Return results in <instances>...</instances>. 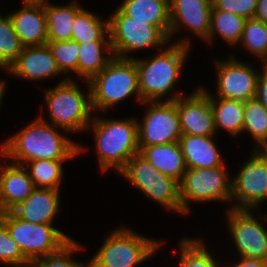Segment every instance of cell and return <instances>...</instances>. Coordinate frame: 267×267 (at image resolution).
Segmentation results:
<instances>
[{
	"label": "cell",
	"instance_id": "5b68a950",
	"mask_svg": "<svg viewBox=\"0 0 267 267\" xmlns=\"http://www.w3.org/2000/svg\"><path fill=\"white\" fill-rule=\"evenodd\" d=\"M87 84L91 91L93 111H105L134 93L138 102L142 103L138 87V71L133 59L114 57Z\"/></svg>",
	"mask_w": 267,
	"mask_h": 267
},
{
	"label": "cell",
	"instance_id": "f35d334b",
	"mask_svg": "<svg viewBox=\"0 0 267 267\" xmlns=\"http://www.w3.org/2000/svg\"><path fill=\"white\" fill-rule=\"evenodd\" d=\"M256 98L267 110V64H263L258 77Z\"/></svg>",
	"mask_w": 267,
	"mask_h": 267
},
{
	"label": "cell",
	"instance_id": "7bdbcfd3",
	"mask_svg": "<svg viewBox=\"0 0 267 267\" xmlns=\"http://www.w3.org/2000/svg\"><path fill=\"white\" fill-rule=\"evenodd\" d=\"M23 4H39V5H45L48 4L47 0H22Z\"/></svg>",
	"mask_w": 267,
	"mask_h": 267
},
{
	"label": "cell",
	"instance_id": "7c38bea8",
	"mask_svg": "<svg viewBox=\"0 0 267 267\" xmlns=\"http://www.w3.org/2000/svg\"><path fill=\"white\" fill-rule=\"evenodd\" d=\"M227 212V224L239 256L267 261V231L251 209L230 208Z\"/></svg>",
	"mask_w": 267,
	"mask_h": 267
},
{
	"label": "cell",
	"instance_id": "e0dca14e",
	"mask_svg": "<svg viewBox=\"0 0 267 267\" xmlns=\"http://www.w3.org/2000/svg\"><path fill=\"white\" fill-rule=\"evenodd\" d=\"M35 189L24 165L0 164V213L12 211Z\"/></svg>",
	"mask_w": 267,
	"mask_h": 267
},
{
	"label": "cell",
	"instance_id": "9a60e30c",
	"mask_svg": "<svg viewBox=\"0 0 267 267\" xmlns=\"http://www.w3.org/2000/svg\"><path fill=\"white\" fill-rule=\"evenodd\" d=\"M169 42L180 26L206 40L209 36L212 0H169Z\"/></svg>",
	"mask_w": 267,
	"mask_h": 267
},
{
	"label": "cell",
	"instance_id": "5bb4252c",
	"mask_svg": "<svg viewBox=\"0 0 267 267\" xmlns=\"http://www.w3.org/2000/svg\"><path fill=\"white\" fill-rule=\"evenodd\" d=\"M174 92L166 101L175 99L182 134L209 136L216 133L214 114L209 97L198 88L193 93L182 96Z\"/></svg>",
	"mask_w": 267,
	"mask_h": 267
},
{
	"label": "cell",
	"instance_id": "d6a6232c",
	"mask_svg": "<svg viewBox=\"0 0 267 267\" xmlns=\"http://www.w3.org/2000/svg\"><path fill=\"white\" fill-rule=\"evenodd\" d=\"M179 249V267H221L201 239H182Z\"/></svg>",
	"mask_w": 267,
	"mask_h": 267
},
{
	"label": "cell",
	"instance_id": "9c48e42d",
	"mask_svg": "<svg viewBox=\"0 0 267 267\" xmlns=\"http://www.w3.org/2000/svg\"><path fill=\"white\" fill-rule=\"evenodd\" d=\"M228 178L225 165L206 169L186 168L179 182L183 213L189 212L191 201H231L232 183Z\"/></svg>",
	"mask_w": 267,
	"mask_h": 267
},
{
	"label": "cell",
	"instance_id": "52a82bcc",
	"mask_svg": "<svg viewBox=\"0 0 267 267\" xmlns=\"http://www.w3.org/2000/svg\"><path fill=\"white\" fill-rule=\"evenodd\" d=\"M12 239L26 259H39L61 250L72 239L52 224H33L13 211L0 213Z\"/></svg>",
	"mask_w": 267,
	"mask_h": 267
},
{
	"label": "cell",
	"instance_id": "8992f818",
	"mask_svg": "<svg viewBox=\"0 0 267 267\" xmlns=\"http://www.w3.org/2000/svg\"><path fill=\"white\" fill-rule=\"evenodd\" d=\"M160 242L131 229L119 228L106 237L87 264L88 267H135L148 260L160 247Z\"/></svg>",
	"mask_w": 267,
	"mask_h": 267
},
{
	"label": "cell",
	"instance_id": "f546056e",
	"mask_svg": "<svg viewBox=\"0 0 267 267\" xmlns=\"http://www.w3.org/2000/svg\"><path fill=\"white\" fill-rule=\"evenodd\" d=\"M64 161L66 160L38 159L26 162L28 165L24 167L28 170L35 188L59 190L63 178L62 162Z\"/></svg>",
	"mask_w": 267,
	"mask_h": 267
},
{
	"label": "cell",
	"instance_id": "603a6c76",
	"mask_svg": "<svg viewBox=\"0 0 267 267\" xmlns=\"http://www.w3.org/2000/svg\"><path fill=\"white\" fill-rule=\"evenodd\" d=\"M139 154L148 160L158 171L177 181H181L186 171L179 142L145 146Z\"/></svg>",
	"mask_w": 267,
	"mask_h": 267
},
{
	"label": "cell",
	"instance_id": "4316f807",
	"mask_svg": "<svg viewBox=\"0 0 267 267\" xmlns=\"http://www.w3.org/2000/svg\"><path fill=\"white\" fill-rule=\"evenodd\" d=\"M104 21L83 8L74 18L71 40L78 43L111 42L109 20Z\"/></svg>",
	"mask_w": 267,
	"mask_h": 267
},
{
	"label": "cell",
	"instance_id": "44dd1931",
	"mask_svg": "<svg viewBox=\"0 0 267 267\" xmlns=\"http://www.w3.org/2000/svg\"><path fill=\"white\" fill-rule=\"evenodd\" d=\"M118 9L126 16L156 26L169 39V0H124Z\"/></svg>",
	"mask_w": 267,
	"mask_h": 267
},
{
	"label": "cell",
	"instance_id": "2e32d148",
	"mask_svg": "<svg viewBox=\"0 0 267 267\" xmlns=\"http://www.w3.org/2000/svg\"><path fill=\"white\" fill-rule=\"evenodd\" d=\"M7 72L25 80H41L62 73L47 44L24 47Z\"/></svg>",
	"mask_w": 267,
	"mask_h": 267
},
{
	"label": "cell",
	"instance_id": "8d00e7d4",
	"mask_svg": "<svg viewBox=\"0 0 267 267\" xmlns=\"http://www.w3.org/2000/svg\"><path fill=\"white\" fill-rule=\"evenodd\" d=\"M27 260L0 218V263L13 265Z\"/></svg>",
	"mask_w": 267,
	"mask_h": 267
},
{
	"label": "cell",
	"instance_id": "1f68e13d",
	"mask_svg": "<svg viewBox=\"0 0 267 267\" xmlns=\"http://www.w3.org/2000/svg\"><path fill=\"white\" fill-rule=\"evenodd\" d=\"M239 43L262 59V64H267V24L255 18L246 19Z\"/></svg>",
	"mask_w": 267,
	"mask_h": 267
},
{
	"label": "cell",
	"instance_id": "cb8c5ba5",
	"mask_svg": "<svg viewBox=\"0 0 267 267\" xmlns=\"http://www.w3.org/2000/svg\"><path fill=\"white\" fill-rule=\"evenodd\" d=\"M210 99L214 114V126L237 136L243 132L244 102L212 96L205 88L199 87Z\"/></svg>",
	"mask_w": 267,
	"mask_h": 267
},
{
	"label": "cell",
	"instance_id": "ac0fdd59",
	"mask_svg": "<svg viewBox=\"0 0 267 267\" xmlns=\"http://www.w3.org/2000/svg\"><path fill=\"white\" fill-rule=\"evenodd\" d=\"M22 9L9 14L14 30L24 47L46 45L48 27L44 5L23 4Z\"/></svg>",
	"mask_w": 267,
	"mask_h": 267
},
{
	"label": "cell",
	"instance_id": "7a4b0ae2",
	"mask_svg": "<svg viewBox=\"0 0 267 267\" xmlns=\"http://www.w3.org/2000/svg\"><path fill=\"white\" fill-rule=\"evenodd\" d=\"M190 49L189 40H179L148 59H132L138 71V87L142 102L160 101L175 86Z\"/></svg>",
	"mask_w": 267,
	"mask_h": 267
},
{
	"label": "cell",
	"instance_id": "30bf717a",
	"mask_svg": "<svg viewBox=\"0 0 267 267\" xmlns=\"http://www.w3.org/2000/svg\"><path fill=\"white\" fill-rule=\"evenodd\" d=\"M142 103L149 105L143 121H137L139 150L145 146L179 142L182 132L175 99Z\"/></svg>",
	"mask_w": 267,
	"mask_h": 267
},
{
	"label": "cell",
	"instance_id": "b9f144b4",
	"mask_svg": "<svg viewBox=\"0 0 267 267\" xmlns=\"http://www.w3.org/2000/svg\"><path fill=\"white\" fill-rule=\"evenodd\" d=\"M14 267H42L41 263L36 259H27L23 262L13 264Z\"/></svg>",
	"mask_w": 267,
	"mask_h": 267
},
{
	"label": "cell",
	"instance_id": "4fadbf2b",
	"mask_svg": "<svg viewBox=\"0 0 267 267\" xmlns=\"http://www.w3.org/2000/svg\"><path fill=\"white\" fill-rule=\"evenodd\" d=\"M217 66V97L245 102L256 97L259 72L251 65L239 62L231 55L215 61Z\"/></svg>",
	"mask_w": 267,
	"mask_h": 267
},
{
	"label": "cell",
	"instance_id": "d4e9b609",
	"mask_svg": "<svg viewBox=\"0 0 267 267\" xmlns=\"http://www.w3.org/2000/svg\"><path fill=\"white\" fill-rule=\"evenodd\" d=\"M82 9L75 1L66 6L45 4L44 13L48 27V42L71 40L74 18Z\"/></svg>",
	"mask_w": 267,
	"mask_h": 267
},
{
	"label": "cell",
	"instance_id": "ffe728a7",
	"mask_svg": "<svg viewBox=\"0 0 267 267\" xmlns=\"http://www.w3.org/2000/svg\"><path fill=\"white\" fill-rule=\"evenodd\" d=\"M186 168H215L224 165L213 135L182 134L179 139Z\"/></svg>",
	"mask_w": 267,
	"mask_h": 267
},
{
	"label": "cell",
	"instance_id": "8fae6325",
	"mask_svg": "<svg viewBox=\"0 0 267 267\" xmlns=\"http://www.w3.org/2000/svg\"><path fill=\"white\" fill-rule=\"evenodd\" d=\"M232 183V209H255L267 199V149H254Z\"/></svg>",
	"mask_w": 267,
	"mask_h": 267
},
{
	"label": "cell",
	"instance_id": "ab89813d",
	"mask_svg": "<svg viewBox=\"0 0 267 267\" xmlns=\"http://www.w3.org/2000/svg\"><path fill=\"white\" fill-rule=\"evenodd\" d=\"M231 267H267V261L261 259L241 257L239 262L232 265Z\"/></svg>",
	"mask_w": 267,
	"mask_h": 267
},
{
	"label": "cell",
	"instance_id": "83f0119b",
	"mask_svg": "<svg viewBox=\"0 0 267 267\" xmlns=\"http://www.w3.org/2000/svg\"><path fill=\"white\" fill-rule=\"evenodd\" d=\"M245 21L246 19L242 16L218 9H212L209 36L205 42L207 41L208 43H211L215 34H220L219 36H221L228 44H239Z\"/></svg>",
	"mask_w": 267,
	"mask_h": 267
},
{
	"label": "cell",
	"instance_id": "74e56055",
	"mask_svg": "<svg viewBox=\"0 0 267 267\" xmlns=\"http://www.w3.org/2000/svg\"><path fill=\"white\" fill-rule=\"evenodd\" d=\"M257 0H212V9L226 11L245 19H251L255 16Z\"/></svg>",
	"mask_w": 267,
	"mask_h": 267
},
{
	"label": "cell",
	"instance_id": "4dcf8cb0",
	"mask_svg": "<svg viewBox=\"0 0 267 267\" xmlns=\"http://www.w3.org/2000/svg\"><path fill=\"white\" fill-rule=\"evenodd\" d=\"M23 48L10 16L0 15V68L7 70L18 58Z\"/></svg>",
	"mask_w": 267,
	"mask_h": 267
},
{
	"label": "cell",
	"instance_id": "ba28073f",
	"mask_svg": "<svg viewBox=\"0 0 267 267\" xmlns=\"http://www.w3.org/2000/svg\"><path fill=\"white\" fill-rule=\"evenodd\" d=\"M109 17V34L114 57L132 59L127 53L163 47L169 42L156 26L126 16L118 8Z\"/></svg>",
	"mask_w": 267,
	"mask_h": 267
},
{
	"label": "cell",
	"instance_id": "6da1fadb",
	"mask_svg": "<svg viewBox=\"0 0 267 267\" xmlns=\"http://www.w3.org/2000/svg\"><path fill=\"white\" fill-rule=\"evenodd\" d=\"M55 127L39 116L24 129L0 145V155L13 163L26 165L38 159L67 160L81 153L83 147L60 134Z\"/></svg>",
	"mask_w": 267,
	"mask_h": 267
},
{
	"label": "cell",
	"instance_id": "ee69618b",
	"mask_svg": "<svg viewBox=\"0 0 267 267\" xmlns=\"http://www.w3.org/2000/svg\"><path fill=\"white\" fill-rule=\"evenodd\" d=\"M5 81L0 80V106L2 102V98L4 97V92H5Z\"/></svg>",
	"mask_w": 267,
	"mask_h": 267
},
{
	"label": "cell",
	"instance_id": "60d3db41",
	"mask_svg": "<svg viewBox=\"0 0 267 267\" xmlns=\"http://www.w3.org/2000/svg\"><path fill=\"white\" fill-rule=\"evenodd\" d=\"M254 18L267 24V0H257Z\"/></svg>",
	"mask_w": 267,
	"mask_h": 267
},
{
	"label": "cell",
	"instance_id": "d6986e66",
	"mask_svg": "<svg viewBox=\"0 0 267 267\" xmlns=\"http://www.w3.org/2000/svg\"><path fill=\"white\" fill-rule=\"evenodd\" d=\"M59 190L35 188L12 211L21 219L33 224H53L59 210Z\"/></svg>",
	"mask_w": 267,
	"mask_h": 267
},
{
	"label": "cell",
	"instance_id": "3957f363",
	"mask_svg": "<svg viewBox=\"0 0 267 267\" xmlns=\"http://www.w3.org/2000/svg\"><path fill=\"white\" fill-rule=\"evenodd\" d=\"M93 128L100 168L103 172L115 168L120 172L127 161L139 153L137 120L94 118L87 129Z\"/></svg>",
	"mask_w": 267,
	"mask_h": 267
},
{
	"label": "cell",
	"instance_id": "f1b7e54d",
	"mask_svg": "<svg viewBox=\"0 0 267 267\" xmlns=\"http://www.w3.org/2000/svg\"><path fill=\"white\" fill-rule=\"evenodd\" d=\"M244 131L254 138L255 149H267V110L256 97L244 102Z\"/></svg>",
	"mask_w": 267,
	"mask_h": 267
},
{
	"label": "cell",
	"instance_id": "836d02e7",
	"mask_svg": "<svg viewBox=\"0 0 267 267\" xmlns=\"http://www.w3.org/2000/svg\"><path fill=\"white\" fill-rule=\"evenodd\" d=\"M47 45L62 73L74 72L77 74L78 54L80 51L77 41L47 42Z\"/></svg>",
	"mask_w": 267,
	"mask_h": 267
},
{
	"label": "cell",
	"instance_id": "7402d4cb",
	"mask_svg": "<svg viewBox=\"0 0 267 267\" xmlns=\"http://www.w3.org/2000/svg\"><path fill=\"white\" fill-rule=\"evenodd\" d=\"M165 208L183 214L180 199V185L176 179L161 173L154 175L150 180H127Z\"/></svg>",
	"mask_w": 267,
	"mask_h": 267
},
{
	"label": "cell",
	"instance_id": "d590c367",
	"mask_svg": "<svg viewBox=\"0 0 267 267\" xmlns=\"http://www.w3.org/2000/svg\"><path fill=\"white\" fill-rule=\"evenodd\" d=\"M158 170L139 153L132 156L119 172L127 180H150Z\"/></svg>",
	"mask_w": 267,
	"mask_h": 267
},
{
	"label": "cell",
	"instance_id": "277c9868",
	"mask_svg": "<svg viewBox=\"0 0 267 267\" xmlns=\"http://www.w3.org/2000/svg\"><path fill=\"white\" fill-rule=\"evenodd\" d=\"M87 93L85 96L77 83L69 77L55 87L46 89L44 96L49 110L50 124L63 129L66 133L87 131L92 122L90 116L93 112L90 87Z\"/></svg>",
	"mask_w": 267,
	"mask_h": 267
},
{
	"label": "cell",
	"instance_id": "484cf974",
	"mask_svg": "<svg viewBox=\"0 0 267 267\" xmlns=\"http://www.w3.org/2000/svg\"><path fill=\"white\" fill-rule=\"evenodd\" d=\"M77 75L89 82L95 75L100 73L114 58L111 42H88L79 43ZM103 50L109 54L105 56ZM104 55V56H103Z\"/></svg>",
	"mask_w": 267,
	"mask_h": 267
},
{
	"label": "cell",
	"instance_id": "e575fe53",
	"mask_svg": "<svg viewBox=\"0 0 267 267\" xmlns=\"http://www.w3.org/2000/svg\"><path fill=\"white\" fill-rule=\"evenodd\" d=\"M82 249L81 245L72 239L58 252L37 259L42 267H88V264H82L72 258V253ZM71 255V256H70Z\"/></svg>",
	"mask_w": 267,
	"mask_h": 267
}]
</instances>
